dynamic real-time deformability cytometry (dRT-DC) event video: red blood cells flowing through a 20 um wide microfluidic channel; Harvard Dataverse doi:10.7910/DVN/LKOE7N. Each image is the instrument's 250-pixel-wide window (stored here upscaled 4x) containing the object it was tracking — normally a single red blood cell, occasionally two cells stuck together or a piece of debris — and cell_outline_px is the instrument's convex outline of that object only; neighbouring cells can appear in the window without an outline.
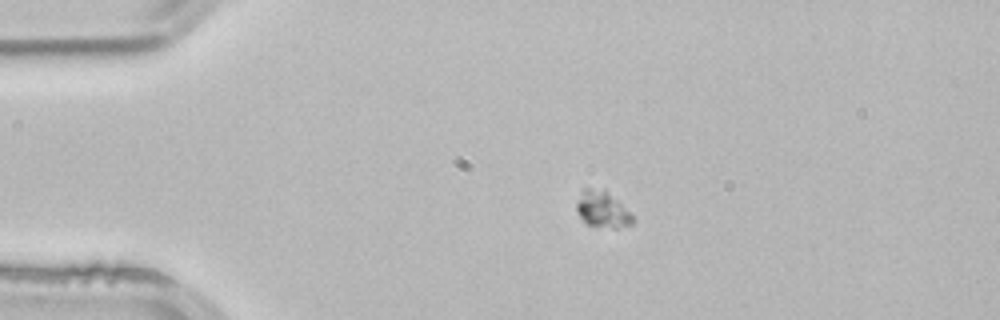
{"species": "common noctule bat (a hibernating species)", "species_latin": "Nyctalus noctula", "temperature_condition": "room temperature", "stored_images_in_passage": 3, "camera_frame_rate_fps": 3000, "um_per_image_px": 0.085, "animal": {"sex": "male", "body_mass_g": 21.5, "forearm_length_mm": 52.0}, "frame": {"image": 1, "passage_image": 2, "time_ms": 0.333, "image_size_px": [1000, 320], "cell_outline_px": [[636, 220], [632, 224], [616, 228], [612, 228], [588, 224], [576, 212], [576, 204], [584, 188], [604, 188]], "centroid_in_image_um": [51.19, 17.79], "position_along_channel_um": 33.8, "area_um2": 11.56}}